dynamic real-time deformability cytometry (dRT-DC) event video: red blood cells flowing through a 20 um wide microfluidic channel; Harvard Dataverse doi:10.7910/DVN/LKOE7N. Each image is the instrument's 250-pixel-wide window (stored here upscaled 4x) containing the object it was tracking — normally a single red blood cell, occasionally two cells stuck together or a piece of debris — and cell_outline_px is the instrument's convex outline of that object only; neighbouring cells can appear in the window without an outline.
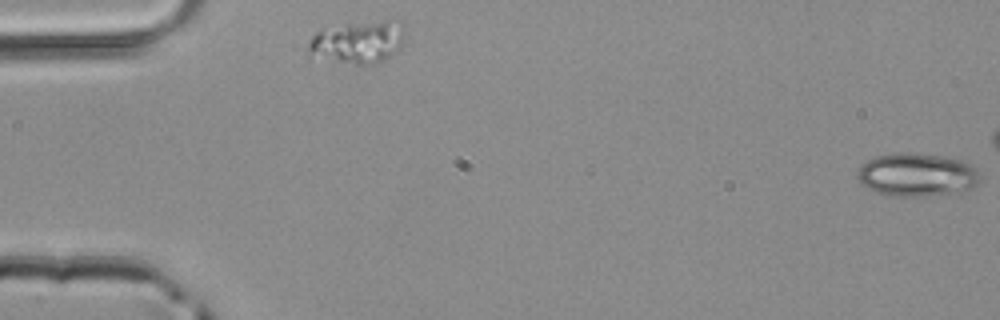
{"species": "common noctule bat (a hibernating species)", "species_latin": "Nyctalus noctula", "temperature_condition": "room temperature", "stored_images_in_passage": 16, "camera_frame_rate_fps": 3000, "um_per_image_px": 0.085, "animal": {"sex": "male", "body_mass_g": 20.4}, "frame": {"image": 1, "passage_image": 1, "time_ms": 0.0, "image_size_px": [1000, 320], "cell_outline_px": [[980, 176], [976, 184], [972, 188], [964, 192], [924, 196], [896, 196], [876, 192], [864, 184], [856, 176], [856, 172], [868, 160], [876, 156], [896, 152], [908, 152], [940, 156], [964, 160], [972, 164], [980, 172]], "centroid_in_image_um": [78.0, 14.85], "position_along_channel_um": 7.0, "area_um2": 30.98}}